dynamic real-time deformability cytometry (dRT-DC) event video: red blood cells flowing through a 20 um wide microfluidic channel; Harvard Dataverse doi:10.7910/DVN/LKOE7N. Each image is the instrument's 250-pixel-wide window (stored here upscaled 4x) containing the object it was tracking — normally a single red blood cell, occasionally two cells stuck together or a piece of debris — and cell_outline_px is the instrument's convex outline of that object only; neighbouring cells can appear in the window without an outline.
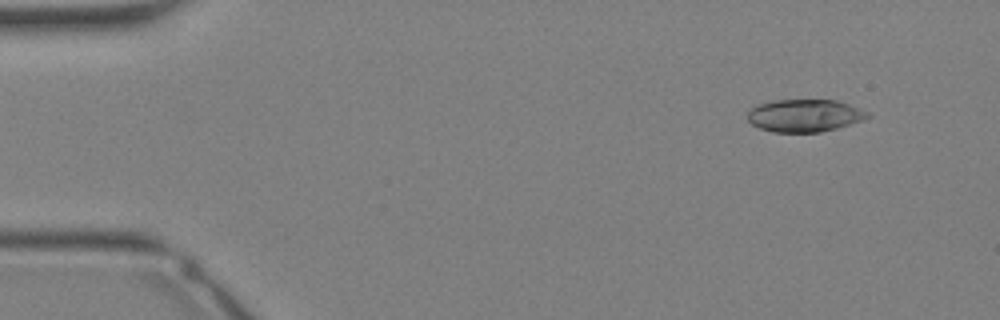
{"species": "Egyptian fruit bat (a non-hibernating species)", "species_latin": "Rousettus aegyptiacus", "temperature_condition": "warm", "stored_images_in_passage": 34, "camera_frame_rate_fps": 3000, "um_per_image_px": 0.085, "animal": {"sex": "female"}, "frame": {"image": 1, "passage_image": 3, "time_ms": 0.667, "image_size_px": [1000, 320], "cell_outline_px": [[872, 116], [864, 120], [836, 128], [820, 132], [772, 132], [760, 128], [752, 124], [748, 120], [748, 112], [756, 104], [772, 100], [836, 100], [848, 104], [868, 112]], "centroid_in_image_um": [68.38, 9.82], "position_along_channel_um": 16.6, "area_um2": 22.77}}
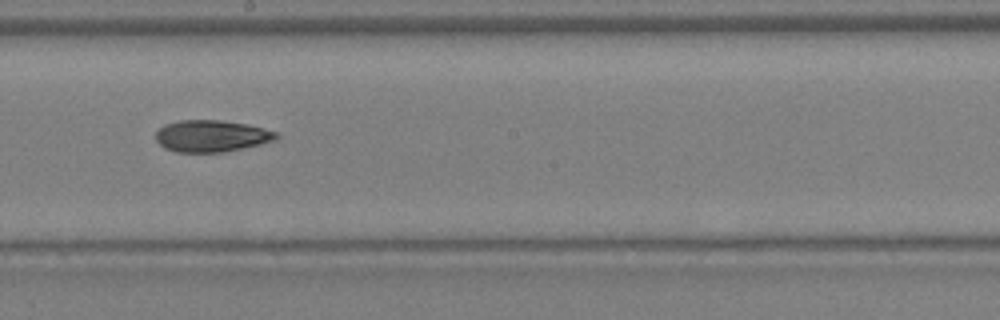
{"frame": {"image": 2, "passage_image": 19, "time_ms": 6.0, "image_size_px": [1000, 320], "cell_outline_px": [[280, 136], [276, 140], [260, 144], [224, 152], [176, 152], [164, 148], [156, 140], [156, 132], [164, 124], [180, 120], [220, 120], [244, 124], [280, 132]], "centroid_in_image_um": [17.98, 11.56], "position_along_channel_um": 230.2, "area_um2": 22.31}}
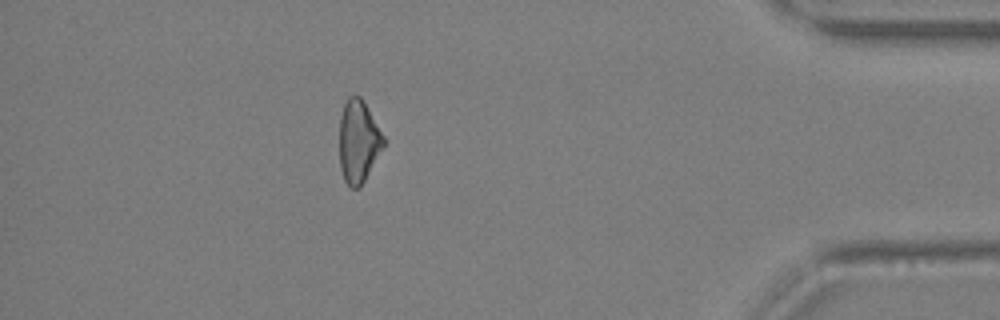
{"frame": {"image": 3, "passage_image": 30, "time_ms": 9.667, "image_size_px": [1000, 320], "cell_outline_px": [[384, 144], [360, 188], [352, 188], [344, 180], [340, 168], [340, 116], [344, 104], [348, 96], [360, 96], [384, 136]], "centroid_in_image_um": [30.44, 12.02], "position_along_channel_um": 404.8, "area_um2": 20.81}}